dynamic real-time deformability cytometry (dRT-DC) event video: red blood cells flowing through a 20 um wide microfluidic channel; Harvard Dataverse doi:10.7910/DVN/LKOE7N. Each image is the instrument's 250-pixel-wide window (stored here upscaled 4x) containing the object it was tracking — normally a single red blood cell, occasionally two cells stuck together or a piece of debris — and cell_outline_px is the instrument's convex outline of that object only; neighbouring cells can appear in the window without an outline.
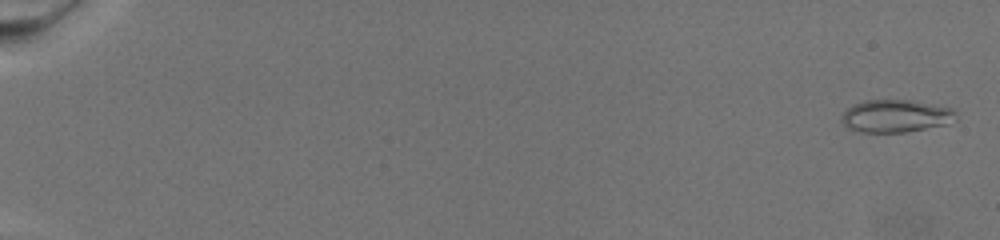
{"species": "common noctule bat (a hibernating species)", "species_latin": "Nyctalus noctula", "temperature_condition": "warm", "stored_images_in_passage": 73, "camera_frame_rate_fps": 3000, "um_per_image_px": 0.085, "animal": {"sex": "female", "body_mass_g": 19.5, "forearm_length_mm": 54.1}, "frame": {"image": 1, "passage_image": 2, "time_ms": 0.333, "image_size_px": [1000, 240], "cell_outline_px": [[956, 120], [944, 124], [908, 132], [856, 132], [848, 128], [840, 120], [844, 112], [852, 104], [864, 100], [912, 100], [952, 108], [956, 112]], "centroid_in_image_um": [76.11, 9.86], "position_along_channel_um": 8.9, "area_um2": 21.79}}
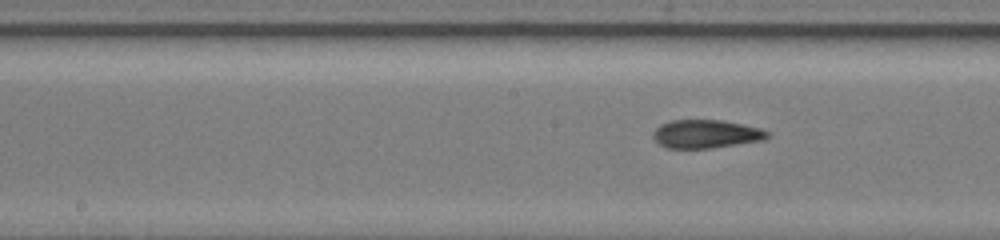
{"frame": {"image": 2, "passage_image": 41, "time_ms": 13.333, "image_size_px": [1000, 240], "cell_outline_px": [[768, 136], [764, 140], [712, 148], [668, 148], [660, 144], [652, 136], [652, 132], [660, 124], [668, 120], [720, 120], [760, 128], [768, 132]], "centroid_in_image_um": [59.97, 11.38], "position_along_channel_um": 188.2, "area_um2": 18.79}}
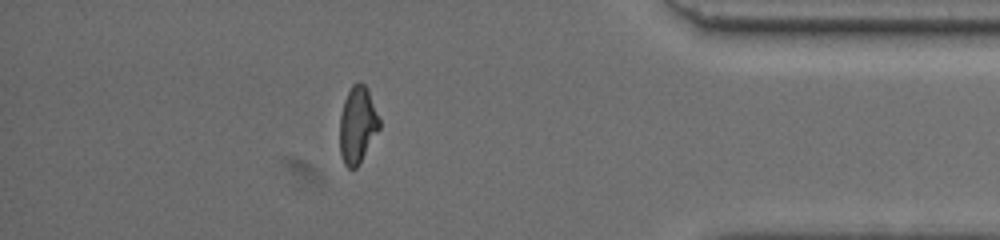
{"frame": {"image": 3, "passage_image": 65, "time_ms": 21.333, "image_size_px": [1000, 240], "cell_outline_px": [[380, 128], [360, 164], [356, 168], [348, 168], [344, 164], [340, 152], [340, 116], [344, 100], [352, 84], [360, 80], [368, 88], [380, 120]], "centroid_in_image_um": [30.4, 10.61], "position_along_channel_um": 404.8, "area_um2": 17.92}}